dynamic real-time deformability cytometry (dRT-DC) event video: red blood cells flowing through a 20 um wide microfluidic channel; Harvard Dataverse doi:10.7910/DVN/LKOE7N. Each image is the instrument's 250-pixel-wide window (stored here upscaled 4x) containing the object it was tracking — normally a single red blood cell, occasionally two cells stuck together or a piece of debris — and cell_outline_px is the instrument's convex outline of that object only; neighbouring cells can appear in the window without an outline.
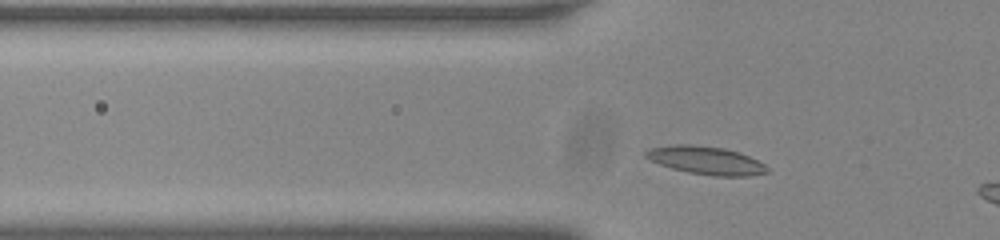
{"species": "common noctule bat (a hibernating species)", "species_latin": "Nyctalus noctula", "temperature_condition": "room temperature", "stored_images_in_passage": 37, "camera_frame_rate_fps": 3000, "um_per_image_px": 0.085, "animal": {"sex": "male", "body_mass_g": 20.0, "forearm_length_mm": 53.3}, "frame": {"image": 1, "passage_image": 5, "time_ms": 1.333, "image_size_px": [1000, 240], "cell_outline_px": [[768, 172], [748, 176], [716, 176], [688, 172], [672, 168], [660, 164], [644, 156], [644, 152], [648, 148], [676, 144], [688, 144], [724, 148], [740, 152], [764, 164], [768, 168]], "centroid_in_image_um": [60.0, 13.62], "position_along_channel_um": 65.8, "area_um2": 19.71}}
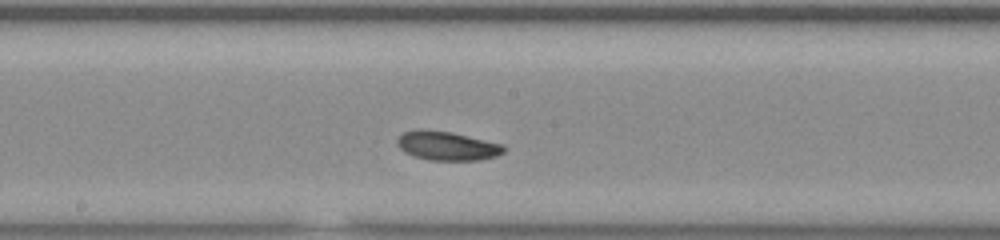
{"frame": {"image": 2, "passage_image": 17, "time_ms": 5.333, "image_size_px": [1000, 240], "cell_outline_px": [[508, 148], [504, 152], [496, 156], [480, 160], [428, 160], [412, 156], [404, 152], [396, 144], [396, 140], [404, 132], [420, 128], [452, 132], [504, 144]], "centroid_in_image_um": [38.01, 12.39], "position_along_channel_um": 210.2, "area_um2": 18.32}}
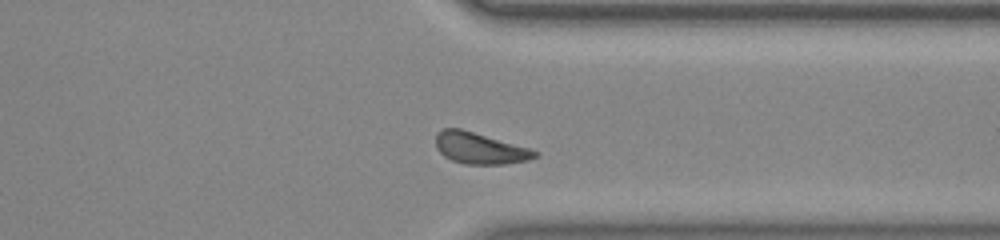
{"frame": {"image": 3, "passage_image": 30, "time_ms": 9.667, "image_size_px": [1000, 240], "cell_outline_px": [[540, 156], [528, 160], [504, 164], [464, 164], [452, 160], [444, 156], [436, 148], [436, 132], [444, 128], [460, 128], [528, 148], [540, 152]], "centroid_in_image_um": [40.77, 12.6], "position_along_channel_um": 370.6, "area_um2": 18.03}, "authors_computed_cell_mechanics": {"area_um2": 17.8602, "velocity_mm_per_s": 3.6987, "shape_relaxation_time_tau1_ms": 1.9246, "shape_relaxation_time_tau2_ms": null, "deformation_change_tau1": 0.079, "deformation_change_tau2": null}}